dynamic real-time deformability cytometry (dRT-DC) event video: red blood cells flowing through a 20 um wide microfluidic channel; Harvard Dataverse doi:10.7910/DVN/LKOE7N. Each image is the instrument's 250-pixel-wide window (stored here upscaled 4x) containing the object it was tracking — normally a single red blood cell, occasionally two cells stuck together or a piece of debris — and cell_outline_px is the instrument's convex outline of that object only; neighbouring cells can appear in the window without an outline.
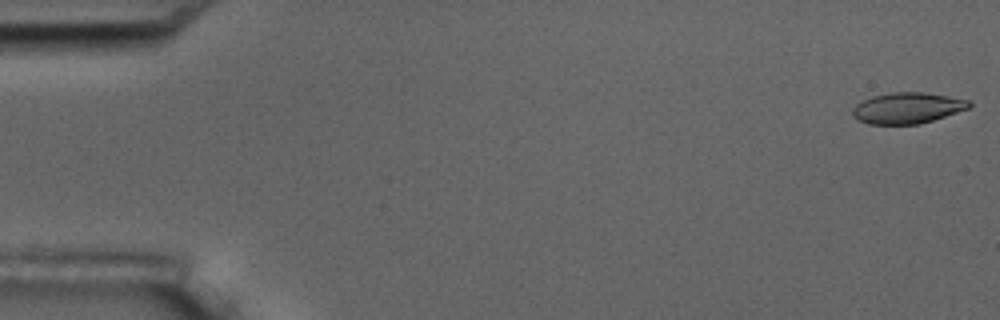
{"species": "common noctule bat (a hibernating species)", "species_latin": "Nyctalus noctula", "temperature_condition": "room temperature", "stored_images_in_passage": 5, "camera_frame_rate_fps": 3000, "um_per_image_px": 0.085, "animal": {"sex": "male", "body_mass_g": 17.5, "forearm_length_mm": 52.3}, "frame": {"image": 1, "passage_image": 1, "time_ms": 0.0, "image_size_px": [1000, 320], "cell_outline_px": [[972, 104], [968, 108], [920, 124], [868, 124], [856, 120], [852, 116], [852, 108], [856, 104], [872, 96], [892, 92], [920, 92], [948, 96], [972, 100]], "centroid_in_image_um": [77.09, 9.18], "position_along_channel_um": 7.9, "area_um2": 21.04}}
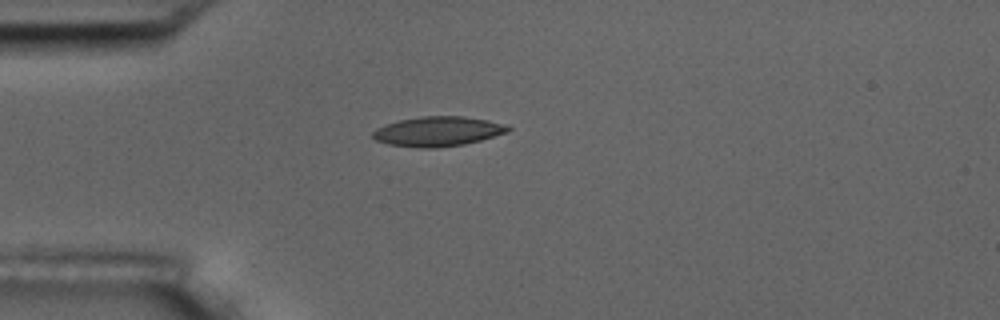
{"frame": {"image": 2, "passage_image": 5, "time_ms": 1.333, "image_size_px": [1000, 320], "cell_outline_px": [[512, 128], [508, 132], [480, 140], [464, 144], [436, 148], [424, 148], [388, 144], [376, 140], [372, 136], [372, 132], [376, 128], [400, 120], [424, 116], [464, 116], [488, 120], [508, 124]], "centroid_in_image_um": [37.26, 11.16], "position_along_channel_um": 47.7, "area_um2": 23.35}}